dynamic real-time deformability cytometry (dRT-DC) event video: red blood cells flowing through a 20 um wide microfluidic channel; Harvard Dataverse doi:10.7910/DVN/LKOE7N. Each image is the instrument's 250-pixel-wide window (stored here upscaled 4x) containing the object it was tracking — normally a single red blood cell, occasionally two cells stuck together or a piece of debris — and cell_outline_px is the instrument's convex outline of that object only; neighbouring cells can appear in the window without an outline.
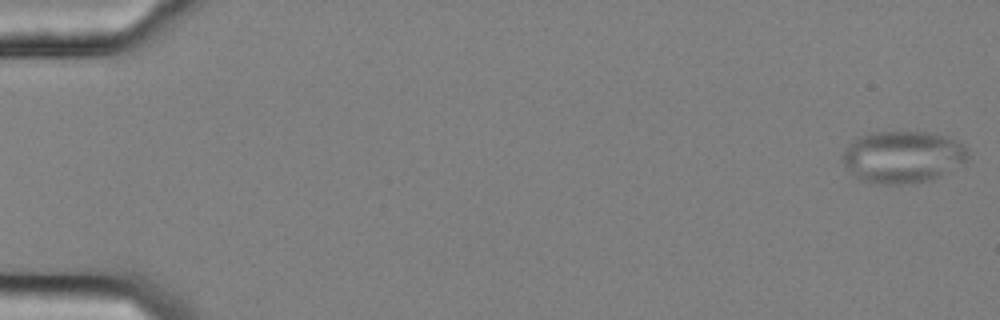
{"species": "common noctule bat (a hibernating species)", "species_latin": "Nyctalus noctula", "temperature_condition": "cold", "stored_images_in_passage": 56, "camera_frame_rate_fps": 3000, "um_per_image_px": 0.085, "animal": {"sex": "female", "body_mass_g": 25.1}, "frame": {"image": 1, "passage_image": 1, "time_ms": 0.0, "image_size_px": [1000, 320], "cell_outline_px": [[968, 156], [964, 164], [928, 180], [900, 184], [876, 184], [860, 180], [840, 160], [848, 144], [852, 140], [868, 132], [928, 132], [944, 136], [956, 140], [964, 144], [968, 148]], "centroid_in_image_um": [76.72, 13.32], "position_along_channel_um": 8.3, "area_um2": 37.97}}
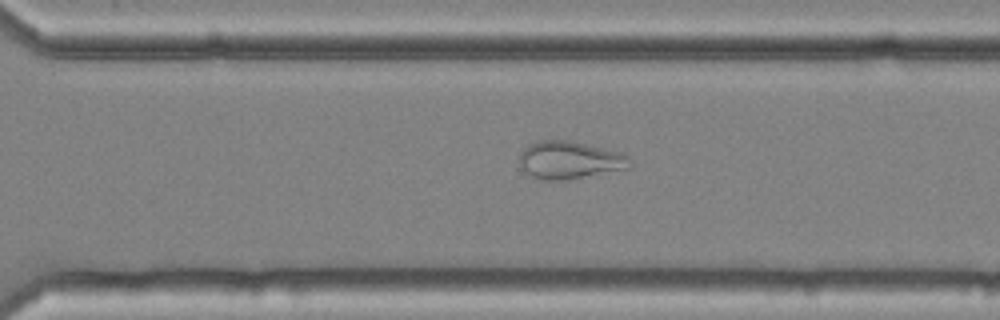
{"frame": {"image": 2, "passage_image": 40, "time_ms": 13.0, "image_size_px": [1000, 320], "cell_outline_px": [[632, 168], [568, 180], [540, 180], [524, 172], [520, 164], [520, 152], [528, 144], [536, 140], [568, 140], [624, 152], [628, 156], [632, 164]], "centroid_in_image_um": [48.45, 13.61], "position_along_channel_um": 322.2, "area_um2": 24.8}}
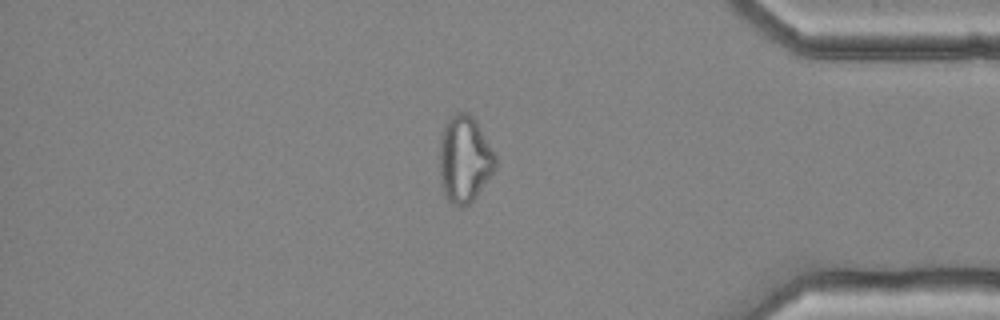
{"frame": {"image": 3, "passage_image": 48, "time_ms": 15.667, "image_size_px": [1000, 320], "cell_outline_px": [[496, 168], [472, 200], [464, 208], [460, 208], [452, 204], [448, 200], [444, 192], [440, 180], [440, 140], [444, 128], [448, 120], [456, 112], [468, 112], [476, 120], [496, 156]], "centroid_in_image_um": [39.48, 13.53], "position_along_channel_um": 395.7, "area_um2": 27.98}, "authors_computed_cell_mechanics": {"area_um2": 29.478, "velocity_mm_per_s": 3.6315, "shape_relaxation_time_tau1_ms": null, "shape_relaxation_time_tau2_ms": 1.6104, "deformation_change_tau1": null, "deformation_change_tau2": 0.0713}}